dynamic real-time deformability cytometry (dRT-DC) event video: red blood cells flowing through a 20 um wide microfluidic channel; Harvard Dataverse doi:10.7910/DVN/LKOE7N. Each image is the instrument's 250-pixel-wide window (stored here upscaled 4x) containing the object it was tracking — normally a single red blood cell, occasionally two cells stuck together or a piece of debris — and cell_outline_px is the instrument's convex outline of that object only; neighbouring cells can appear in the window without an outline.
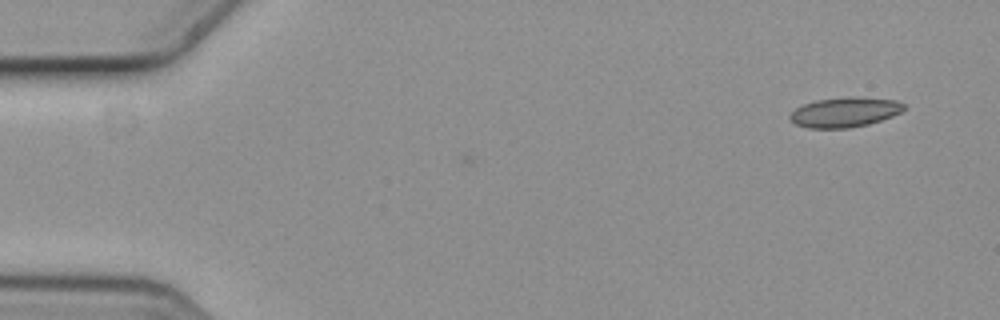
{"species": "common noctule bat (a hibernating species)", "species_latin": "Nyctalus noctula", "temperature_condition": "cold", "stored_images_in_passage": 3, "camera_frame_rate_fps": 3000, "um_per_image_px": 0.085, "animal": {"sex": "female", "body_mass_g": 19.3, "forearm_length_mm": 54.1}, "frame": {"image": 1, "passage_image": 3, "time_ms": 0.667, "image_size_px": [1000, 320], "cell_outline_px": [[904, 108], [900, 112], [892, 116], [868, 124], [848, 128], [808, 128], [796, 124], [788, 116], [796, 108], [804, 104], [816, 100], [848, 96], [856, 96], [896, 100], [904, 104]], "centroid_in_image_um": [71.8, 9.52], "position_along_channel_um": 13.2, "area_um2": 19.77}}